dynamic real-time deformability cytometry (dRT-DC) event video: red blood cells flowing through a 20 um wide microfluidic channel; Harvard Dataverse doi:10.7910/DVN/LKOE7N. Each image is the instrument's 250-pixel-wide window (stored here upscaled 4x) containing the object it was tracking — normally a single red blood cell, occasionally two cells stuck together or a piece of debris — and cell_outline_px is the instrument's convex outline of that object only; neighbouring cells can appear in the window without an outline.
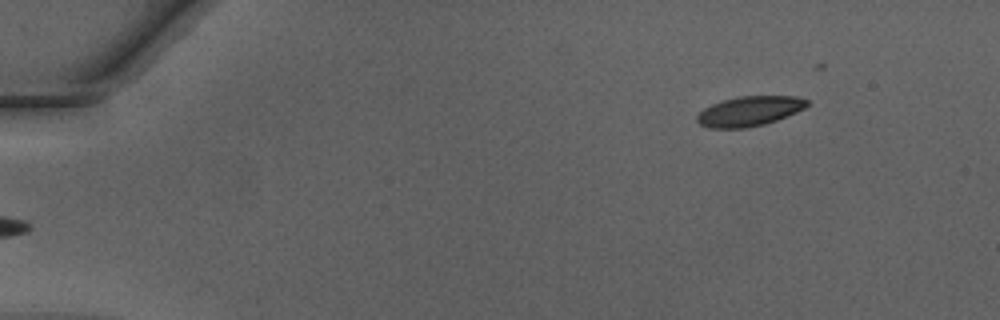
{"species": "Egyptian fruit bat (a non-hibernating species)", "species_latin": "Rousettus aegyptiacus", "temperature_condition": "warm", "stored_images_in_passage": 16, "camera_frame_rate_fps": 3000, "um_per_image_px": 0.085, "animal": {"sex": "male"}, "frame": {"image": 1, "passage_image": 1, "time_ms": 0.0, "image_size_px": [1000, 320], "cell_outline_px": [[808, 104], [804, 108], [796, 112], [776, 120], [764, 124], [744, 128], [708, 128], [700, 124], [696, 120], [696, 116], [704, 108], [712, 104], [724, 100], [740, 96], [800, 96], [808, 100]], "centroid_in_image_um": [63.69, 9.44], "position_along_channel_um": 21.3, "area_um2": 19.02}}
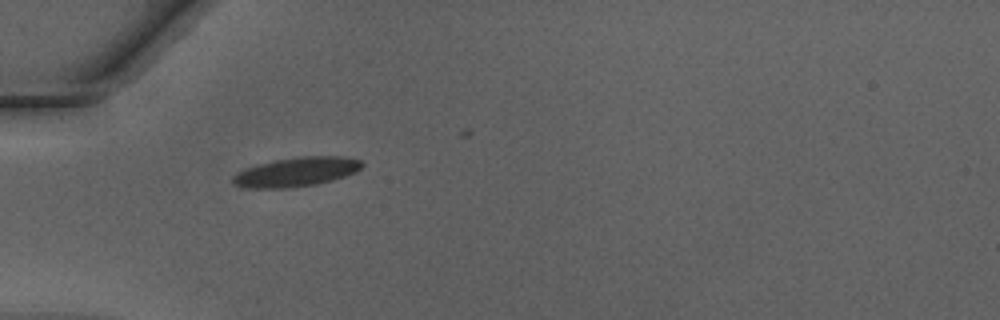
{"frame": {"image": 2, "passage_image": 11, "time_ms": 3.333, "image_size_px": [1000, 320], "cell_outline_px": [[364, 164], [356, 172], [332, 180], [316, 184], [288, 188], [244, 188], [232, 184], [232, 176], [244, 168], [276, 160], [300, 156], [344, 156], [360, 160]], "centroid_in_image_um": [25.17, 14.61], "position_along_channel_um": 59.8, "area_um2": 22.02}}
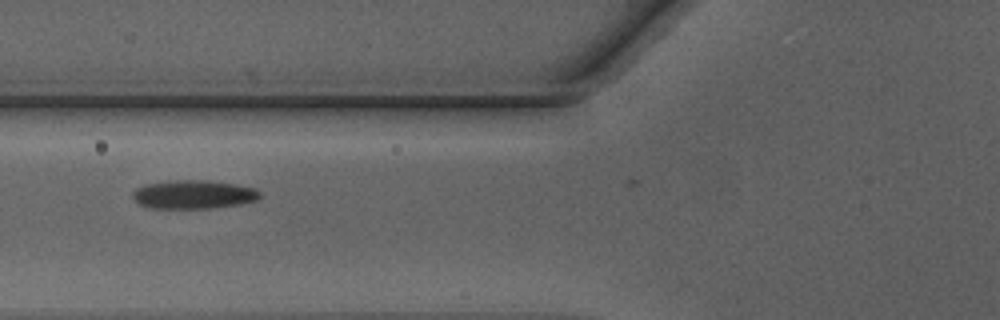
{"frame": {"image": 3, "passage_image": 15, "time_ms": 4.667, "image_size_px": [1000, 320], "cell_outline_px": [[260, 196], [256, 200], [240, 204], [212, 208], [148, 208], [140, 204], [132, 196], [132, 192], [136, 188], [144, 184], [168, 180], [204, 180], [236, 184], [256, 188], [260, 192]], "centroid_in_image_um": [16.43, 16.52], "position_along_channel_um": 109.4, "area_um2": 21.33}}